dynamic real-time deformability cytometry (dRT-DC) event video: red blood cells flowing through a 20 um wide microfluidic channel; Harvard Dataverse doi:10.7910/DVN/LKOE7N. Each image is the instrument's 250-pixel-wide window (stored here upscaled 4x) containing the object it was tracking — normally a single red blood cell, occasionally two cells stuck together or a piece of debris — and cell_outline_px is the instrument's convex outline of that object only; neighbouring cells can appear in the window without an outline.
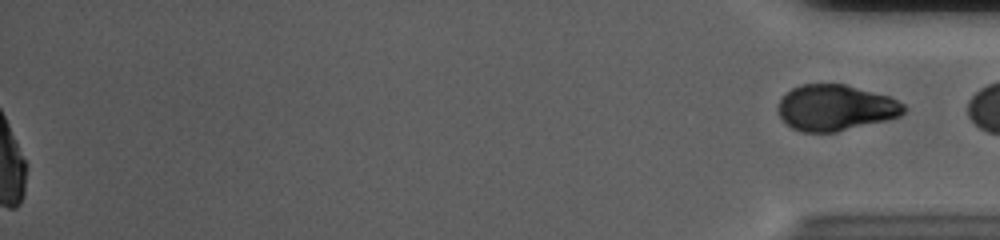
{"species": "human", "species_latin": "Homo sapiens", "temperature_condition": "cold", "stored_images_in_passage": 49, "segment_of_instrument_passage": [2, 2], "camera_frame_rate_fps": 3000, "um_per_image_px": 0.085, "donor": {"sex": "male"}, "frame": {"image": 1, "passage_image": 49, "time_ms": 16.0, "image_size_px": [1000, 240], "cell_outline_px": [[908, 108], [900, 116], [888, 120], [836, 132], [800, 132], [784, 124], [780, 116], [780, 100], [792, 88], [800, 84], [844, 84], [888, 96], [904, 104]], "centroid_in_image_um": [71.03, 9.17], "position_along_channel_um": 364.2, "area_um2": 33.58}}